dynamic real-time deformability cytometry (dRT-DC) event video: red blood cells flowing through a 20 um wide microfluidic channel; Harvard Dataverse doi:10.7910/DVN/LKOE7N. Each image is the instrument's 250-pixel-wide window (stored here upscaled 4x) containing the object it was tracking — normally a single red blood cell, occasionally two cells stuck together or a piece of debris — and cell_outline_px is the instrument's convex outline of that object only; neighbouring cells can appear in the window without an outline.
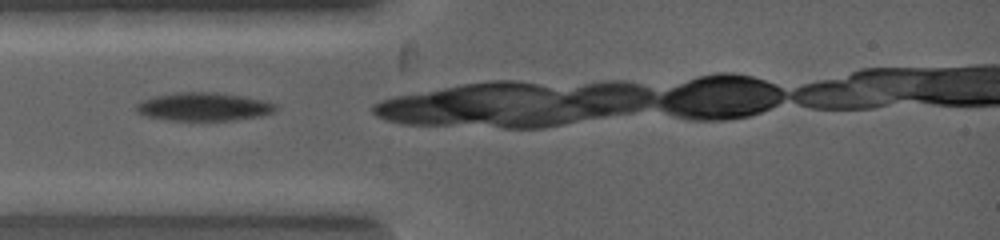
{"species": "common noctule bat (a hibernating species)", "species_latin": "Nyctalus noctula", "temperature_condition": "warm", "stored_images_in_passage": 5, "camera_frame_rate_fps": 5000, "um_per_image_px": 0.085, "animal": {"sex": "female", "body_mass_g": 19.0, "forearm_length_mm": 53.3}, "frame": {"image": 1, "passage_image": 1, "time_ms": 0.0, "image_size_px": [1000, 240], "cell_outline_px": [[276, 108], [272, 112], [260, 116], [232, 120], [168, 120], [148, 116], [136, 112], [136, 104], [144, 100], [156, 96], [180, 92], [204, 92], [236, 96], [256, 100], [272, 104]], "centroid_in_image_um": [17.21, 9.09], "position_along_channel_um": 67.8, "area_um2": 21.96}}